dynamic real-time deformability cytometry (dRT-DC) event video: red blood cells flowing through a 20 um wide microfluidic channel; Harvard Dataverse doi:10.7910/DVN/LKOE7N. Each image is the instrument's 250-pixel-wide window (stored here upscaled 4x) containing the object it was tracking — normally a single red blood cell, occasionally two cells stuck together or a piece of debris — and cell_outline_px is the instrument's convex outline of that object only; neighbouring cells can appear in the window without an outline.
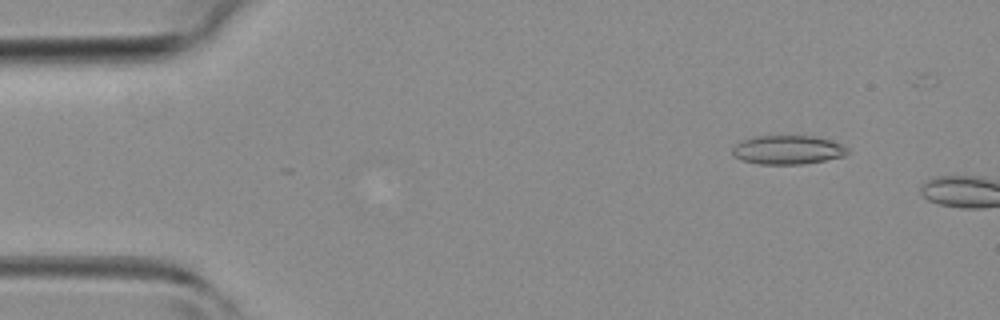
{"species": "common noctule bat (a hibernating species)", "species_latin": "Nyctalus noctula", "temperature_condition": "room temperature", "stored_images_in_passage": 2, "camera_frame_rate_fps": 3000, "um_per_image_px": 0.085, "animal": {"sex": "female", "body_mass_g": 19.3, "forearm_length_mm": 54.1}, "frame": {"image": 1, "passage_image": 1, "time_ms": 0.0, "image_size_px": [1000, 320], "cell_outline_px": [[848, 152], [844, 156], [804, 164], [760, 164], [744, 160], [732, 156], [732, 148], [740, 140], [752, 136], [816, 136], [832, 140], [848, 148]], "centroid_in_image_um": [66.94, 12.72], "position_along_channel_um": 18.1, "area_um2": 19.48}}